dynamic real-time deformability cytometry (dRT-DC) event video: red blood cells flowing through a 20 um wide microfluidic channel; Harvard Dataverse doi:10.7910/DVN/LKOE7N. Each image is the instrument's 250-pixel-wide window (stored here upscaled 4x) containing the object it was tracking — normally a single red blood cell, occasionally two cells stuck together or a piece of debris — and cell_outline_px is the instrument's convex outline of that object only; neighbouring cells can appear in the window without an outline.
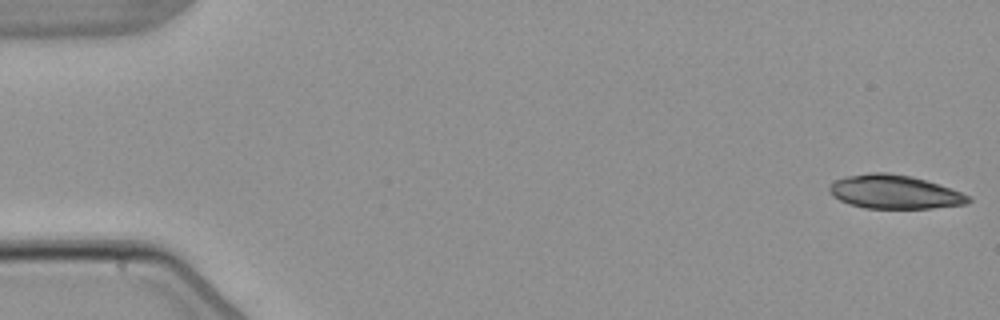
{"species": "common noctule bat (a hibernating species)", "species_latin": "Nyctalus noctula", "temperature_condition": "warm", "stored_images_in_passage": 6, "camera_frame_rate_fps": 3000, "um_per_image_px": 0.085, "animal": {"sex": "male", "body_mass_g": 21.5, "forearm_length_mm": 52.0}, "frame": {"image": 1, "passage_image": 1, "time_ms": 0.0, "image_size_px": [1000, 320], "cell_outline_px": [[972, 200], [968, 204], [932, 208], [864, 208], [840, 200], [832, 196], [828, 192], [828, 188], [836, 180], [844, 176], [868, 172], [888, 172], [912, 176], [972, 196]], "centroid_in_image_um": [76.02, 16.31], "position_along_channel_um": 9.0, "area_um2": 27.28}}
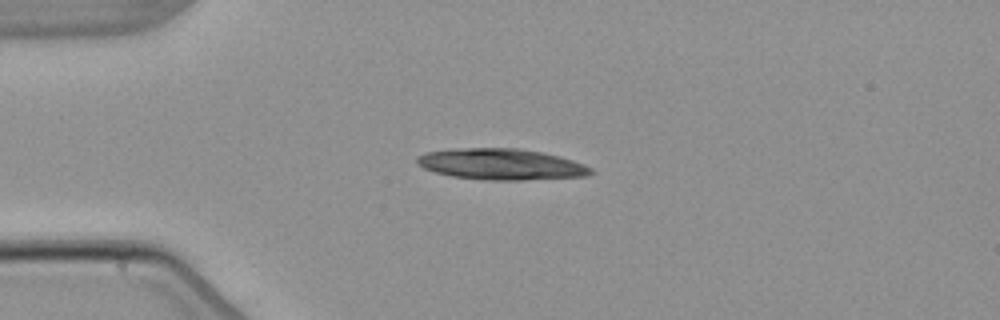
{"frame": {"image": 2, "passage_image": 4, "time_ms": 4.0, "image_size_px": [1000, 320], "cell_outline_px": [[596, 172], [588, 176], [520, 180], [484, 180], [452, 176], [436, 172], [424, 168], [416, 164], [416, 156], [424, 152], [460, 148], [520, 148], [560, 156], [584, 164], [592, 168]], "centroid_in_image_um": [42.61, 13.96], "position_along_channel_um": 42.4, "area_um2": 31.67}}